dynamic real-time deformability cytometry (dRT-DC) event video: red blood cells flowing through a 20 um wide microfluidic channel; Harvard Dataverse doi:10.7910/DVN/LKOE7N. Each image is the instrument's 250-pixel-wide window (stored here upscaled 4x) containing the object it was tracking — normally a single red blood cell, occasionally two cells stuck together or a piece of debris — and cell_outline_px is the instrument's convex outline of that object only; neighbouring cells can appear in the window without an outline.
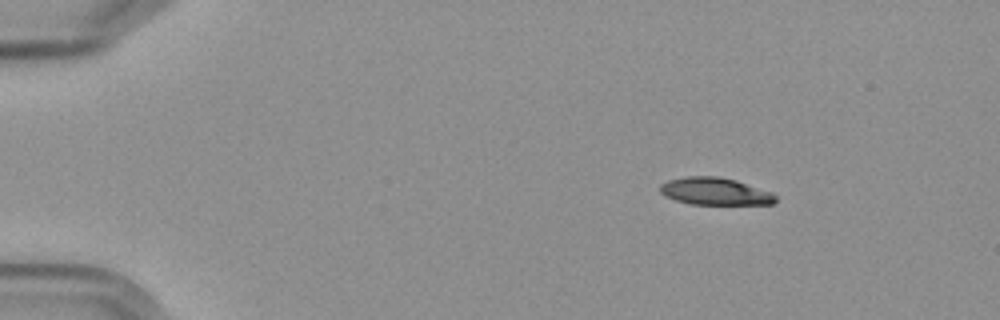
{"species": "Egyptian fruit bat (a non-hibernating species)", "species_latin": "Rousettus aegyptiacus", "temperature_condition": "cold", "stored_images_in_passage": 5, "camera_frame_rate_fps": 3000, "um_per_image_px": 0.085, "frame": {"image": 1, "passage_image": 1, "time_ms": 0.0, "image_size_px": [1000, 320], "cell_outline_px": [[776, 200], [772, 204], [688, 204], [664, 196], [660, 192], [660, 184], [668, 180], [688, 176], [716, 176], [736, 180], [772, 192], [776, 196]], "centroid_in_image_um": [60.76, 16.26], "position_along_channel_um": 24.2, "area_um2": 18.38}}
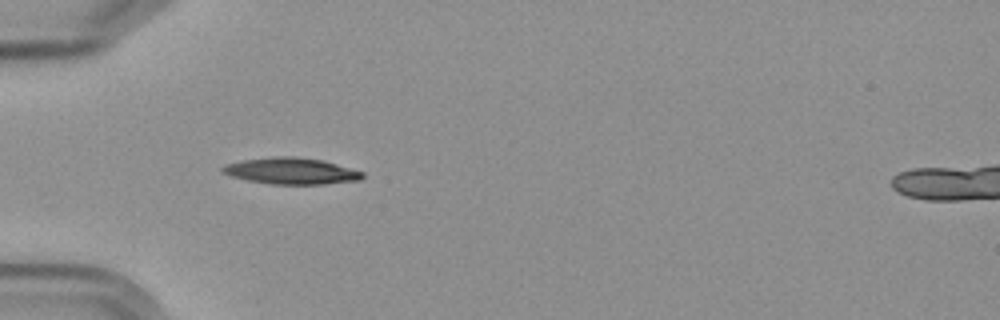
{"frame": {"image": 2, "passage_image": 4, "time_ms": 3.333, "image_size_px": [1000, 320], "cell_outline_px": [[364, 176], [360, 180], [324, 184], [272, 184], [248, 180], [232, 176], [220, 172], [220, 168], [224, 164], [240, 160], [276, 156], [292, 156], [320, 160], [336, 164], [364, 172]], "centroid_in_image_um": [24.71, 14.53], "position_along_channel_um": 60.3, "area_um2": 21.5}}